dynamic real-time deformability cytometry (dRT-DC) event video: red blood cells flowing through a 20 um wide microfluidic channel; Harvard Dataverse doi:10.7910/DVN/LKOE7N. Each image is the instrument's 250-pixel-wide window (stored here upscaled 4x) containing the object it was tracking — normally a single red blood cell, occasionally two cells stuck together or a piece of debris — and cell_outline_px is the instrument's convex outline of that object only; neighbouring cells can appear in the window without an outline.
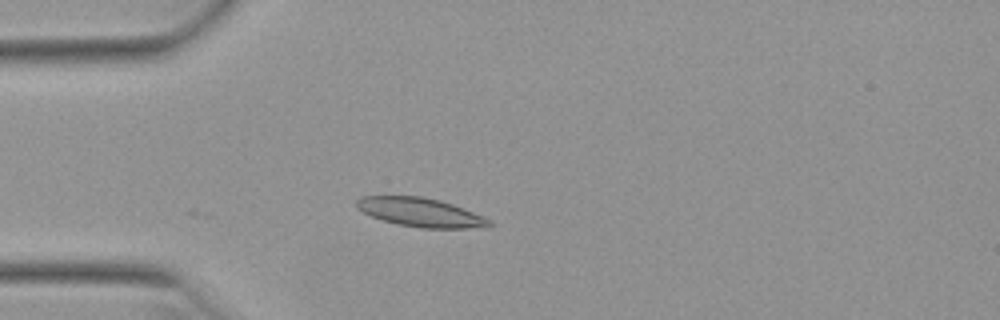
{"species": "Egyptian fruit bat (a non-hibernating species)", "species_latin": "Rousettus aegyptiacus", "temperature_condition": "warm", "stored_images_in_passage": 39, "camera_frame_rate_fps": 3000, "um_per_image_px": 0.085, "animal": {"sex": "female"}, "frame": {"image": 1, "passage_image": 1, "time_ms": 0.0, "image_size_px": [1000, 320], "cell_outline_px": [[492, 224], [488, 228], [420, 228], [400, 224], [384, 220], [372, 216], [356, 208], [356, 200], [364, 196], [420, 196], [440, 200], [452, 204], [484, 216], [492, 220]], "centroid_in_image_um": [35.8, 18.05], "position_along_channel_um": 49.2, "area_um2": 22.25}}
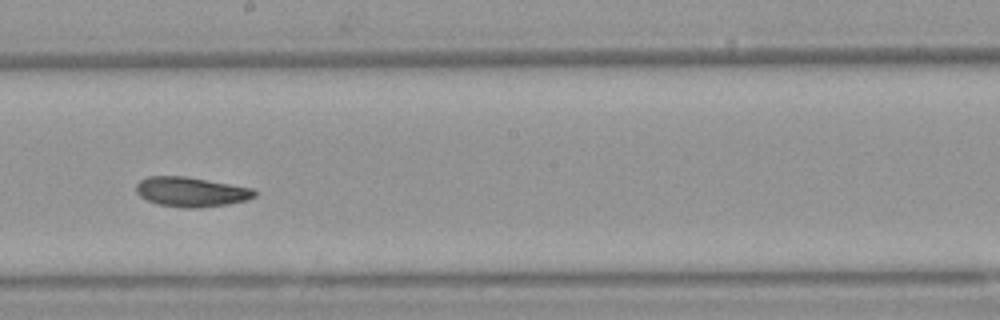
{"frame": {"image": 2, "passage_image": 16, "time_ms": 5.0, "image_size_px": [1000, 320], "cell_outline_px": [[256, 196], [248, 200], [228, 204], [196, 208], [184, 208], [160, 204], [148, 200], [140, 196], [136, 192], [136, 184], [140, 180], [148, 176], [184, 176], [252, 188], [256, 192]], "centroid_in_image_um": [16.24, 16.31], "position_along_channel_um": 232.0, "area_um2": 20.35}}
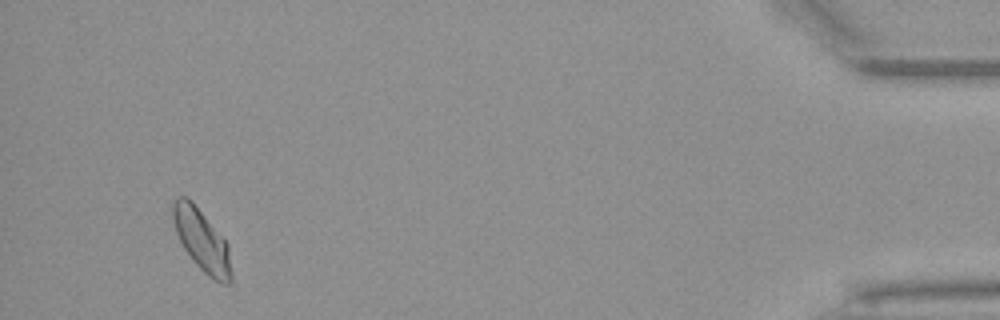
{"frame": {"image": 3, "passage_image": 36, "time_ms": 11.667, "image_size_px": [1000, 320], "cell_outline_px": [[232, 280], [228, 284], [224, 284], [208, 276], [192, 260], [184, 248], [176, 232], [172, 220], [172, 200], [176, 196], [188, 196], [192, 200], [228, 244], [232, 272]], "centroid_in_image_um": [17.13, 20.4], "position_along_channel_um": 418.1, "area_um2": 21.15}, "authors_computed_cell_mechanics": {"area_um2": 20.4034, "velocity_mm_per_s": 3.915, "shape_relaxation_time_tau1_ms": 8.6181, "shape_relaxation_time_tau2_ms": 3.6412, "deformation_change_tau1": 0.1491, "deformation_change_tau2": 0.0683}}